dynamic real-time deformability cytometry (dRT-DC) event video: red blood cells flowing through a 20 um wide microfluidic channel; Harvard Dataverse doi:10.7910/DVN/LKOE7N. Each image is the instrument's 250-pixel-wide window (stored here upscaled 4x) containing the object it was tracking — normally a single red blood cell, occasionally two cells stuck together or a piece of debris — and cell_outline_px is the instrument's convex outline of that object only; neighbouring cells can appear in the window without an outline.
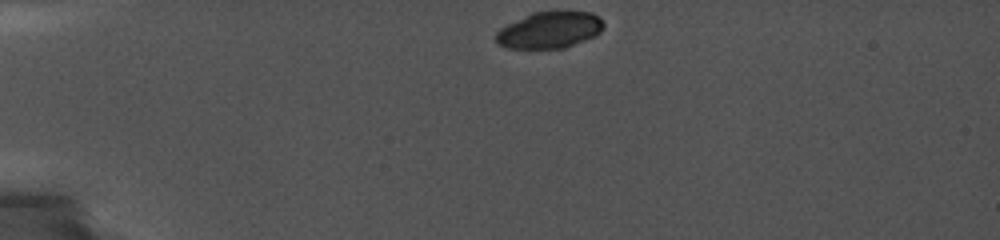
{"species": "common noctule bat (a hibernating species)", "species_latin": "Nyctalus noctula", "temperature_condition": "cold", "stored_images_in_passage": 3, "camera_frame_rate_fps": 5000, "um_per_image_px": 0.085, "animal": {"sex": "female", "body_mass_g": 19.0, "forearm_length_mm": 56.7}, "frame": {"image": 1, "passage_image": 1, "time_ms": 0.0, "image_size_px": [1000, 240], "cell_outline_px": [[604, 28], [600, 32], [584, 40], [564, 48], [508, 48], [496, 44], [496, 32], [500, 28], [532, 12], [592, 12], [600, 16], [604, 24]], "centroid_in_image_um": [46.71, 2.55], "position_along_channel_um": 38.3, "area_um2": 22.72}}